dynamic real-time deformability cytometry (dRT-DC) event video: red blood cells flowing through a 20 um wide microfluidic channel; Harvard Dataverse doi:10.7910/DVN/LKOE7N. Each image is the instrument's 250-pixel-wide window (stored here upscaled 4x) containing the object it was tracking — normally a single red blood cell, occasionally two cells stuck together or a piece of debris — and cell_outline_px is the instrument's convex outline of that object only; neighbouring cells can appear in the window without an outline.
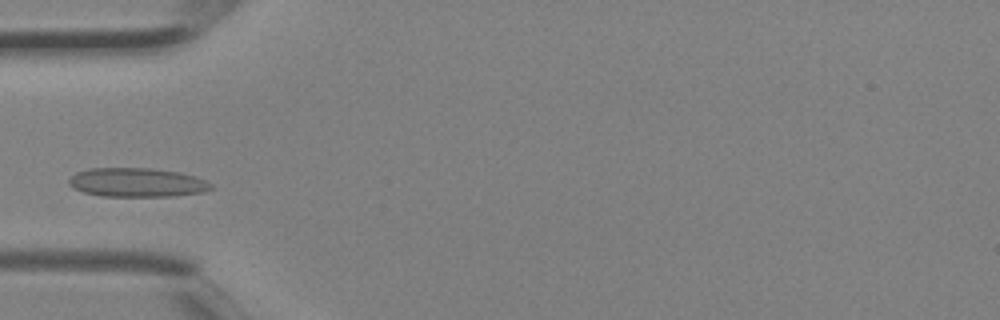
{"species": "Egyptian fruit bat (a non-hibernating species)", "species_latin": "Rousettus aegyptiacus", "temperature_condition": "room temperature", "stored_images_in_passage": 2, "camera_frame_rate_fps": 3000, "um_per_image_px": 0.085, "animal": {"sex": "female"}, "frame": {"image": 1, "passage_image": 2, "time_ms": 0.333, "image_size_px": [1000, 320], "cell_outline_px": [[216, 188], [204, 192], [172, 196], [100, 196], [84, 192], [72, 188], [68, 184], [68, 180], [76, 172], [88, 168], [152, 168], [180, 172], [196, 176], [212, 184]], "centroid_in_image_um": [11.66, 15.51], "position_along_channel_um": 73.3, "area_um2": 24.28}}